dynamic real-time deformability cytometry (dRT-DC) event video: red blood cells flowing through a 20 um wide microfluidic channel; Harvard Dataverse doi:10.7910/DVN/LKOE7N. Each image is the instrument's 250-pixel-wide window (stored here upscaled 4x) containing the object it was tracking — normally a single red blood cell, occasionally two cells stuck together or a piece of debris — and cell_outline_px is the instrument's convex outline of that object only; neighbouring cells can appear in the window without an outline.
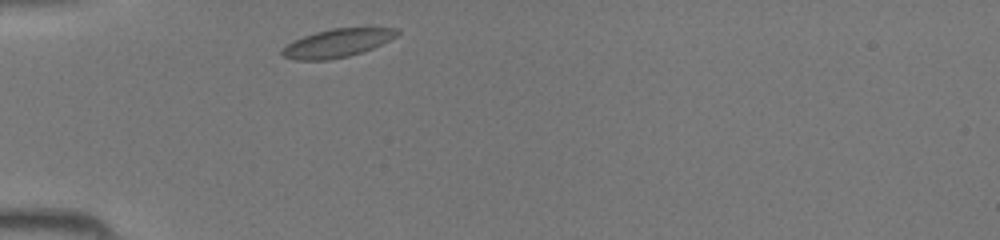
{"species": "common noctule bat (a hibernating species)", "species_latin": "Nyctalus noctula", "temperature_condition": "room temperature", "stored_images_in_passage": 27, "camera_frame_rate_fps": 3000, "um_per_image_px": 0.085, "animal": {"sex": "female", "body_mass_g": 19.5, "forearm_length_mm": 54.1}, "frame": {"image": 1, "passage_image": 1, "time_ms": 0.0, "image_size_px": [1000, 240], "cell_outline_px": [[400, 32], [396, 36], [372, 48], [348, 56], [328, 60], [296, 60], [284, 56], [280, 52], [292, 40], [316, 32], [332, 28], [396, 28]], "centroid_in_image_um": [28.64, 3.66], "position_along_channel_um": 56.4, "area_um2": 18.61}}
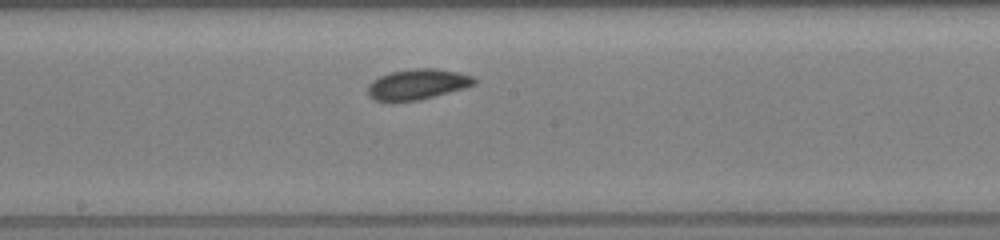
{"frame": {"image": 2, "passage_image": 12, "time_ms": 3.667, "image_size_px": [1000, 240], "cell_outline_px": [[476, 84], [464, 88], [420, 100], [376, 100], [368, 96], [368, 84], [372, 80], [388, 72], [412, 68], [432, 68], [456, 72], [476, 76]], "centroid_in_image_um": [35.5, 7.14], "position_along_channel_um": 212.7, "area_um2": 18.84}}
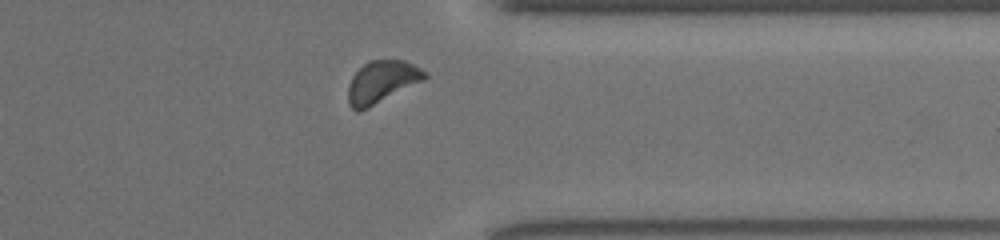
{"frame": {"image": 3, "passage_image": 23, "time_ms": 7.333, "image_size_px": [1000, 240], "cell_outline_px": [[428, 76], [424, 80], [360, 112], [356, 112], [348, 104], [348, 84], [352, 76], [368, 60], [404, 60], [428, 72]], "centroid_in_image_um": [32.44, 6.97], "position_along_channel_um": 379.0, "area_um2": 18.9}}